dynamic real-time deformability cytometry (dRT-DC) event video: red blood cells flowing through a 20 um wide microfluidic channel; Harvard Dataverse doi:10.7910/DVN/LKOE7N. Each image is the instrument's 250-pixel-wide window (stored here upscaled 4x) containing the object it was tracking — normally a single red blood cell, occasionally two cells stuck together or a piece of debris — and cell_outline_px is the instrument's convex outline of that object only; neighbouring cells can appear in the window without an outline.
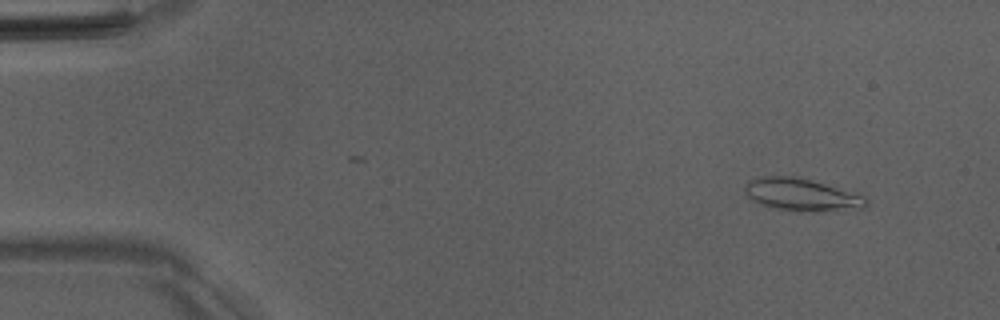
{"species": "Egyptian fruit bat (a non-hibernating species)", "species_latin": "Rousettus aegyptiacus", "temperature_condition": "room temperature", "stored_images_in_passage": 52, "camera_frame_rate_fps": 3000, "um_per_image_px": 0.085, "animal": {"sex": "male"}, "frame": {"image": 1, "passage_image": 5, "time_ms": 1.333, "image_size_px": [1000, 320], "cell_outline_px": [[868, 208], [824, 212], [792, 212], [764, 204], [752, 200], [744, 192], [744, 184], [748, 180], [764, 176], [792, 176], [824, 184], [864, 196], [868, 200]], "centroid_in_image_um": [68.16, 16.58], "position_along_channel_um": 16.8, "area_um2": 23.0}}
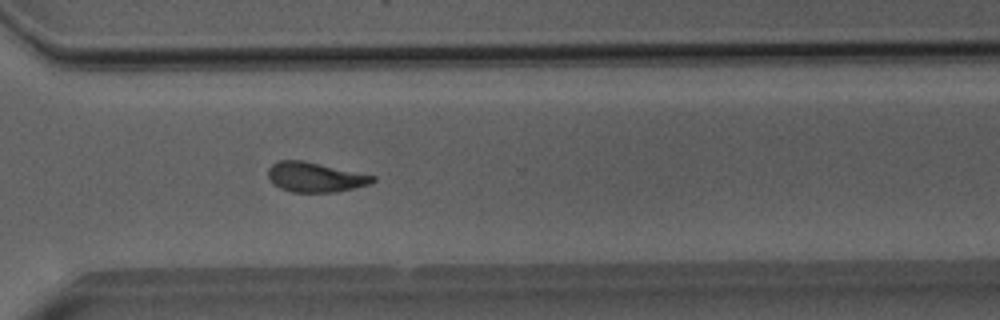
{"frame": {"image": 2, "passage_image": 38, "time_ms": 12.333, "image_size_px": [1000, 320], "cell_outline_px": [[376, 180], [368, 184], [336, 192], [292, 192], [280, 188], [268, 176], [268, 168], [272, 164], [280, 160], [304, 160], [376, 176]], "centroid_in_image_um": [26.79, 15.05], "position_along_channel_um": 343.8, "area_um2": 17.98}}
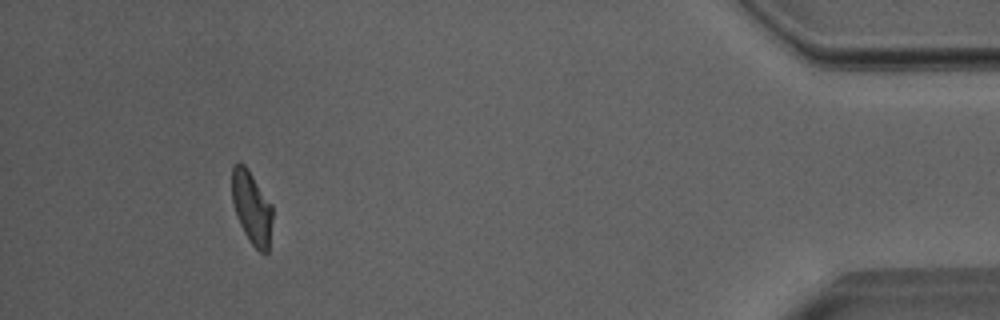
{"frame": {"image": 3, "passage_image": 48, "time_ms": 15.667, "image_size_px": [1000, 320], "cell_outline_px": [[272, 220], [268, 252], [260, 252], [252, 244], [244, 232], [236, 216], [232, 200], [232, 168], [240, 160], [248, 168], [272, 204]], "centroid_in_image_um": [21.39, 17.61], "position_along_channel_um": 413.8, "area_um2": 17.22}, "authors_computed_cell_mechanics": {"area_um2": 18.7561, "velocity_mm_per_s": 3.9964, "shape_relaxation_time_tau1_ms": 8.8883, "shape_relaxation_time_tau2_ms": 6.245, "deformation_change_tau1": 0.2422, "deformation_change_tau2": 0.1262}}